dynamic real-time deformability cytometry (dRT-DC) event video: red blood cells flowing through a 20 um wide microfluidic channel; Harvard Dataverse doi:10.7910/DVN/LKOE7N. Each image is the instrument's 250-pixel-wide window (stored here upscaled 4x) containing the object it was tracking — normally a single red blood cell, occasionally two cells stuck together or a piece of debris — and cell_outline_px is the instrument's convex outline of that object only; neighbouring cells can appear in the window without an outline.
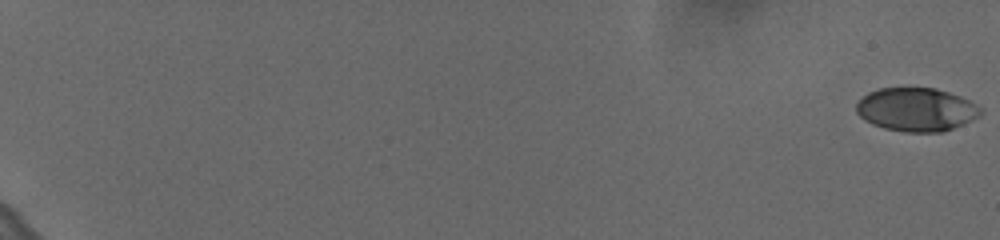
{"species": "human", "species_latin": "Homo sapiens", "temperature_condition": "cold", "stored_images_in_passage": 61, "camera_frame_rate_fps": 3000, "um_per_image_px": 0.085, "donor": {"sex": "female"}, "frame": {"image": 1, "passage_image": 1, "time_ms": 0.0, "image_size_px": [1000, 240], "cell_outline_px": [[984, 112], [980, 116], [972, 120], [944, 132], [904, 132], [884, 128], [872, 124], [864, 120], [856, 112], [856, 104], [868, 92], [880, 88], [936, 88], [960, 96], [976, 104]], "centroid_in_image_um": [77.9, 9.32], "position_along_channel_um": 7.1, "area_um2": 31.56}}
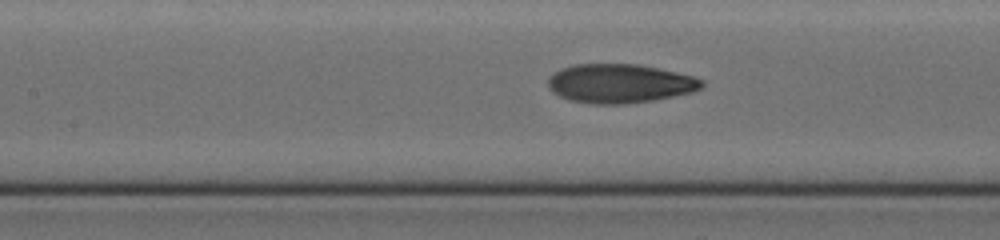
{"frame": {"image": 2, "passage_image": 33, "time_ms": 10.667, "image_size_px": [1000, 240], "cell_outline_px": [[704, 84], [700, 88], [692, 92], [652, 100], [624, 104], [592, 104], [568, 100], [552, 92], [548, 88], [548, 80], [560, 68], [572, 64], [636, 64], [676, 72], [692, 76], [704, 80]], "centroid_in_image_um": [52.65, 7.1], "position_along_channel_um": 154.8, "area_um2": 34.8}}
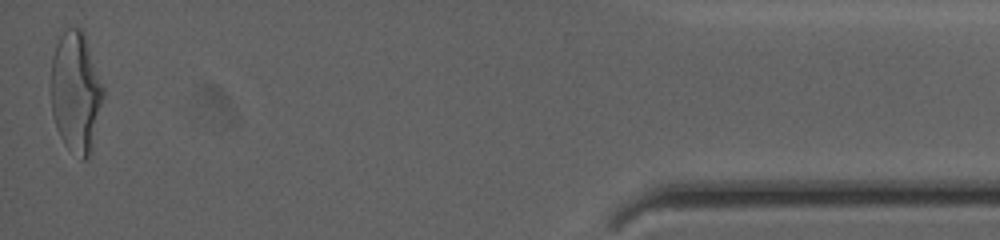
{"frame": {"image": 3, "passage_image": 61, "time_ms": 20.0, "image_size_px": [1000, 240], "cell_outline_px": [[104, 96], [92, 152], [84, 160], [80, 160], [64, 144], [56, 128], [52, 112], [52, 56], [56, 44], [60, 36], [68, 28], [80, 28], [84, 32], [104, 88]], "centroid_in_image_um": [6.47, 7.87], "position_along_channel_um": 428.7, "area_um2": 36.88}, "authors_computed_cell_mechanics": {"area_um2": 33.8708, "velocity_mm_per_s": 3.6271, "shape_relaxation_time_tau1_ms": 4.5532, "shape_relaxation_time_tau2_ms": 1.2227, "deformation_change_tau1": 0.1903, "deformation_change_tau2": 0.0776}}